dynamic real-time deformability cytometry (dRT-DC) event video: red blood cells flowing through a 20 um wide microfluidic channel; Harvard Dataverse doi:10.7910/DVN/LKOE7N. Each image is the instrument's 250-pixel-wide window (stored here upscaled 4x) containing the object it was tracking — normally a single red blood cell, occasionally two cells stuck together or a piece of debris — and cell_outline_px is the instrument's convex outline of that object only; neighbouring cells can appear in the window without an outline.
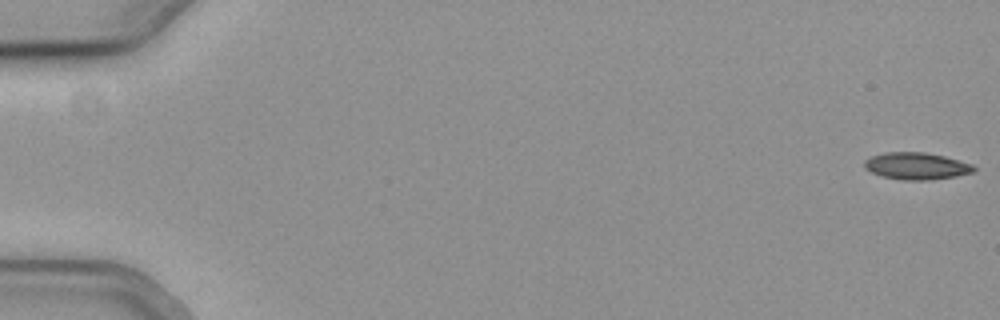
{"species": "common noctule bat (a hibernating species)", "species_latin": "Nyctalus noctula", "temperature_condition": "cold", "stored_images_in_passage": 56, "camera_frame_rate_fps": 3000, "um_per_image_px": 0.085, "animal": {"sex": "female", "body_mass_g": 19.3, "forearm_length_mm": 54.1}, "frame": {"image": 1, "passage_image": 1, "time_ms": 0.0, "image_size_px": [1000, 320], "cell_outline_px": [[976, 168], [972, 172], [956, 176], [928, 180], [900, 180], [884, 176], [872, 172], [864, 168], [864, 160], [872, 156], [884, 152], [924, 152], [944, 156], [972, 164]], "centroid_in_image_um": [77.88, 14.11], "position_along_channel_um": 7.1, "area_um2": 17.11}}
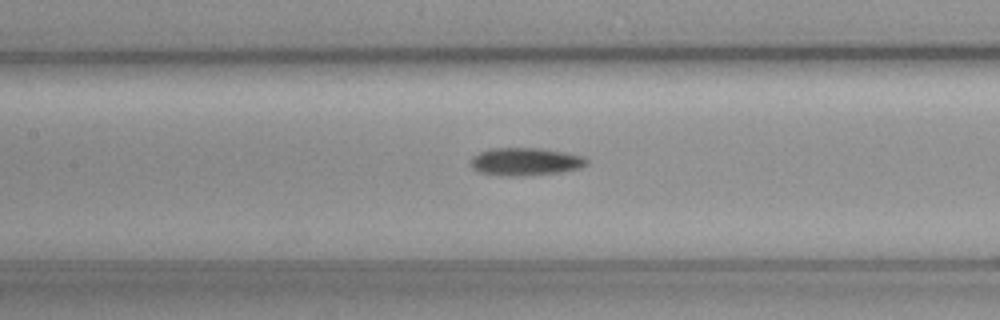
{"frame": {"image": 2, "passage_image": 27, "time_ms": 8.667, "image_size_px": [1000, 320], "cell_outline_px": [[588, 164], [580, 168], [564, 172], [528, 176], [500, 176], [480, 172], [472, 168], [468, 160], [472, 156], [480, 152], [492, 148], [540, 148], [564, 152], [584, 156], [588, 160]], "centroid_in_image_um": [44.66, 13.75], "position_along_channel_um": 162.7, "area_um2": 19.19}}
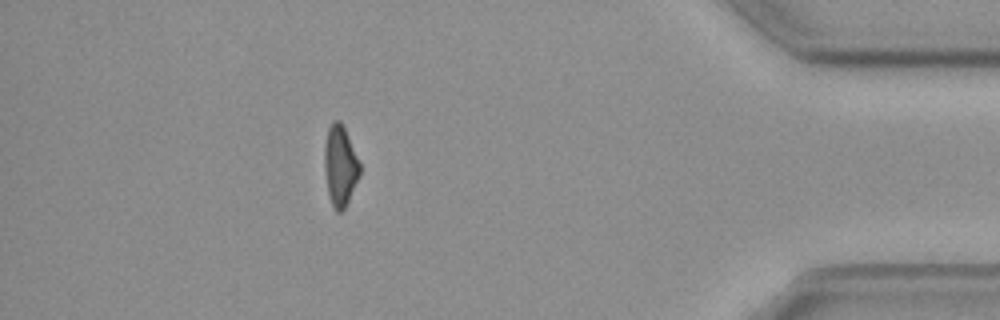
{"frame": {"image": 3, "passage_image": 50, "time_ms": 16.333, "image_size_px": [1000, 320], "cell_outline_px": [[360, 176], [344, 208], [340, 212], [336, 212], [332, 208], [328, 196], [324, 172], [324, 144], [328, 128], [332, 120], [340, 120], [344, 124], [360, 164]], "centroid_in_image_um": [28.89, 14.07], "position_along_channel_um": 406.3, "area_um2": 16.99}, "authors_computed_cell_mechanics": {"area_um2": 17.7735, "velocity_mm_per_s": 3.798, "shape_relaxation_time_tau1_ms": 6.0685, "shape_relaxation_time_tau2_ms": null, "deformation_change_tau1": 0.1441, "deformation_change_tau2": null}}